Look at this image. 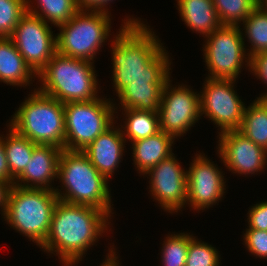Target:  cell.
Listing matches in <instances>:
<instances>
[{"instance_id": "cell-4", "label": "cell", "mask_w": 267, "mask_h": 266, "mask_svg": "<svg viewBox=\"0 0 267 266\" xmlns=\"http://www.w3.org/2000/svg\"><path fill=\"white\" fill-rule=\"evenodd\" d=\"M93 63L56 52L37 74L39 82H42L38 91L61 103L98 98V81Z\"/></svg>"}, {"instance_id": "cell-34", "label": "cell", "mask_w": 267, "mask_h": 266, "mask_svg": "<svg viewBox=\"0 0 267 266\" xmlns=\"http://www.w3.org/2000/svg\"><path fill=\"white\" fill-rule=\"evenodd\" d=\"M3 137L0 136V180H4L10 185H14L15 180L11 177L7 157L3 145Z\"/></svg>"}, {"instance_id": "cell-2", "label": "cell", "mask_w": 267, "mask_h": 266, "mask_svg": "<svg viewBox=\"0 0 267 266\" xmlns=\"http://www.w3.org/2000/svg\"><path fill=\"white\" fill-rule=\"evenodd\" d=\"M108 219L110 216L96 207L59 200L52 214L49 233L40 248L46 253L55 252L64 266H75L107 231Z\"/></svg>"}, {"instance_id": "cell-15", "label": "cell", "mask_w": 267, "mask_h": 266, "mask_svg": "<svg viewBox=\"0 0 267 266\" xmlns=\"http://www.w3.org/2000/svg\"><path fill=\"white\" fill-rule=\"evenodd\" d=\"M218 153L224 165L233 173L255 174L267 165V151L238 130L219 133Z\"/></svg>"}, {"instance_id": "cell-13", "label": "cell", "mask_w": 267, "mask_h": 266, "mask_svg": "<svg viewBox=\"0 0 267 266\" xmlns=\"http://www.w3.org/2000/svg\"><path fill=\"white\" fill-rule=\"evenodd\" d=\"M150 192L164 211L178 212L187 201V170L182 169L174 153L149 169Z\"/></svg>"}, {"instance_id": "cell-31", "label": "cell", "mask_w": 267, "mask_h": 266, "mask_svg": "<svg viewBox=\"0 0 267 266\" xmlns=\"http://www.w3.org/2000/svg\"><path fill=\"white\" fill-rule=\"evenodd\" d=\"M243 239L251 254L267 259V231L246 228Z\"/></svg>"}, {"instance_id": "cell-9", "label": "cell", "mask_w": 267, "mask_h": 266, "mask_svg": "<svg viewBox=\"0 0 267 266\" xmlns=\"http://www.w3.org/2000/svg\"><path fill=\"white\" fill-rule=\"evenodd\" d=\"M240 27L221 25L205 37L203 59L210 73L207 78L236 80L241 73L244 60L249 71L251 70V58L246 55Z\"/></svg>"}, {"instance_id": "cell-28", "label": "cell", "mask_w": 267, "mask_h": 266, "mask_svg": "<svg viewBox=\"0 0 267 266\" xmlns=\"http://www.w3.org/2000/svg\"><path fill=\"white\" fill-rule=\"evenodd\" d=\"M192 237V235L184 232L165 237L161 250L163 266H185L189 242Z\"/></svg>"}, {"instance_id": "cell-20", "label": "cell", "mask_w": 267, "mask_h": 266, "mask_svg": "<svg viewBox=\"0 0 267 266\" xmlns=\"http://www.w3.org/2000/svg\"><path fill=\"white\" fill-rule=\"evenodd\" d=\"M182 21L196 33L208 36L221 26L212 0H176Z\"/></svg>"}, {"instance_id": "cell-38", "label": "cell", "mask_w": 267, "mask_h": 266, "mask_svg": "<svg viewBox=\"0 0 267 266\" xmlns=\"http://www.w3.org/2000/svg\"><path fill=\"white\" fill-rule=\"evenodd\" d=\"M257 6L267 9V0H257Z\"/></svg>"}, {"instance_id": "cell-29", "label": "cell", "mask_w": 267, "mask_h": 266, "mask_svg": "<svg viewBox=\"0 0 267 266\" xmlns=\"http://www.w3.org/2000/svg\"><path fill=\"white\" fill-rule=\"evenodd\" d=\"M26 12V0H0V37H10Z\"/></svg>"}, {"instance_id": "cell-22", "label": "cell", "mask_w": 267, "mask_h": 266, "mask_svg": "<svg viewBox=\"0 0 267 266\" xmlns=\"http://www.w3.org/2000/svg\"><path fill=\"white\" fill-rule=\"evenodd\" d=\"M164 85H128L118 95L122 110L159 112Z\"/></svg>"}, {"instance_id": "cell-27", "label": "cell", "mask_w": 267, "mask_h": 266, "mask_svg": "<svg viewBox=\"0 0 267 266\" xmlns=\"http://www.w3.org/2000/svg\"><path fill=\"white\" fill-rule=\"evenodd\" d=\"M221 25L240 26L257 7V0H212Z\"/></svg>"}, {"instance_id": "cell-24", "label": "cell", "mask_w": 267, "mask_h": 266, "mask_svg": "<svg viewBox=\"0 0 267 266\" xmlns=\"http://www.w3.org/2000/svg\"><path fill=\"white\" fill-rule=\"evenodd\" d=\"M124 112L126 123L123 126L122 135H126L127 140L134 142L160 132L158 113L137 109H124Z\"/></svg>"}, {"instance_id": "cell-23", "label": "cell", "mask_w": 267, "mask_h": 266, "mask_svg": "<svg viewBox=\"0 0 267 266\" xmlns=\"http://www.w3.org/2000/svg\"><path fill=\"white\" fill-rule=\"evenodd\" d=\"M3 145L11 177L15 180L25 170L37 144L9 126V134L3 138Z\"/></svg>"}, {"instance_id": "cell-16", "label": "cell", "mask_w": 267, "mask_h": 266, "mask_svg": "<svg viewBox=\"0 0 267 266\" xmlns=\"http://www.w3.org/2000/svg\"><path fill=\"white\" fill-rule=\"evenodd\" d=\"M62 151L63 149L57 146L37 144L25 170L15 179L14 185L55 190V187L51 188V183L54 178H58V164Z\"/></svg>"}, {"instance_id": "cell-11", "label": "cell", "mask_w": 267, "mask_h": 266, "mask_svg": "<svg viewBox=\"0 0 267 266\" xmlns=\"http://www.w3.org/2000/svg\"><path fill=\"white\" fill-rule=\"evenodd\" d=\"M200 92V111L219 127L221 132L238 130L242 124L245 105L234 90L232 79L205 80Z\"/></svg>"}, {"instance_id": "cell-26", "label": "cell", "mask_w": 267, "mask_h": 266, "mask_svg": "<svg viewBox=\"0 0 267 266\" xmlns=\"http://www.w3.org/2000/svg\"><path fill=\"white\" fill-rule=\"evenodd\" d=\"M242 24L244 36H247L252 46L247 53L248 57L267 52V9L257 6Z\"/></svg>"}, {"instance_id": "cell-8", "label": "cell", "mask_w": 267, "mask_h": 266, "mask_svg": "<svg viewBox=\"0 0 267 266\" xmlns=\"http://www.w3.org/2000/svg\"><path fill=\"white\" fill-rule=\"evenodd\" d=\"M98 97L64 103L65 149L83 151L114 123L115 104Z\"/></svg>"}, {"instance_id": "cell-12", "label": "cell", "mask_w": 267, "mask_h": 266, "mask_svg": "<svg viewBox=\"0 0 267 266\" xmlns=\"http://www.w3.org/2000/svg\"><path fill=\"white\" fill-rule=\"evenodd\" d=\"M169 78L164 87L159 106L160 131L174 138L186 134L200 116V94L186 85L171 86ZM173 88V89H172Z\"/></svg>"}, {"instance_id": "cell-5", "label": "cell", "mask_w": 267, "mask_h": 266, "mask_svg": "<svg viewBox=\"0 0 267 266\" xmlns=\"http://www.w3.org/2000/svg\"><path fill=\"white\" fill-rule=\"evenodd\" d=\"M19 106L8 126L35 144L65 149L64 103L34 90Z\"/></svg>"}, {"instance_id": "cell-36", "label": "cell", "mask_w": 267, "mask_h": 266, "mask_svg": "<svg viewBox=\"0 0 267 266\" xmlns=\"http://www.w3.org/2000/svg\"><path fill=\"white\" fill-rule=\"evenodd\" d=\"M12 185L5 182L4 180H0V209H2L3 216L5 215L7 204H8V197L11 190Z\"/></svg>"}, {"instance_id": "cell-19", "label": "cell", "mask_w": 267, "mask_h": 266, "mask_svg": "<svg viewBox=\"0 0 267 266\" xmlns=\"http://www.w3.org/2000/svg\"><path fill=\"white\" fill-rule=\"evenodd\" d=\"M36 76L10 37H0V82L27 86Z\"/></svg>"}, {"instance_id": "cell-37", "label": "cell", "mask_w": 267, "mask_h": 266, "mask_svg": "<svg viewBox=\"0 0 267 266\" xmlns=\"http://www.w3.org/2000/svg\"><path fill=\"white\" fill-rule=\"evenodd\" d=\"M109 253L107 254V258L100 266H120L118 256L115 254V250H113V247L109 249Z\"/></svg>"}, {"instance_id": "cell-14", "label": "cell", "mask_w": 267, "mask_h": 266, "mask_svg": "<svg viewBox=\"0 0 267 266\" xmlns=\"http://www.w3.org/2000/svg\"><path fill=\"white\" fill-rule=\"evenodd\" d=\"M195 156L187 170L186 204L200 211L221 200L225 193L226 182L221 169L219 170L207 156L205 157V154Z\"/></svg>"}, {"instance_id": "cell-35", "label": "cell", "mask_w": 267, "mask_h": 266, "mask_svg": "<svg viewBox=\"0 0 267 266\" xmlns=\"http://www.w3.org/2000/svg\"><path fill=\"white\" fill-rule=\"evenodd\" d=\"M112 1L113 0H75V3L77 5L78 9L108 11V9H106V7Z\"/></svg>"}, {"instance_id": "cell-32", "label": "cell", "mask_w": 267, "mask_h": 266, "mask_svg": "<svg viewBox=\"0 0 267 266\" xmlns=\"http://www.w3.org/2000/svg\"><path fill=\"white\" fill-rule=\"evenodd\" d=\"M248 211V229L267 231V201L257 203Z\"/></svg>"}, {"instance_id": "cell-6", "label": "cell", "mask_w": 267, "mask_h": 266, "mask_svg": "<svg viewBox=\"0 0 267 266\" xmlns=\"http://www.w3.org/2000/svg\"><path fill=\"white\" fill-rule=\"evenodd\" d=\"M58 201L54 190L13 185L4 219L12 228L41 246L49 233L52 214Z\"/></svg>"}, {"instance_id": "cell-1", "label": "cell", "mask_w": 267, "mask_h": 266, "mask_svg": "<svg viewBox=\"0 0 267 266\" xmlns=\"http://www.w3.org/2000/svg\"><path fill=\"white\" fill-rule=\"evenodd\" d=\"M124 21L111 45L116 94L128 85H165L171 70L167 50L141 19Z\"/></svg>"}, {"instance_id": "cell-17", "label": "cell", "mask_w": 267, "mask_h": 266, "mask_svg": "<svg viewBox=\"0 0 267 266\" xmlns=\"http://www.w3.org/2000/svg\"><path fill=\"white\" fill-rule=\"evenodd\" d=\"M120 129L111 125L83 150L93 166L108 180L118 168L123 156L127 138L122 135Z\"/></svg>"}, {"instance_id": "cell-21", "label": "cell", "mask_w": 267, "mask_h": 266, "mask_svg": "<svg viewBox=\"0 0 267 266\" xmlns=\"http://www.w3.org/2000/svg\"><path fill=\"white\" fill-rule=\"evenodd\" d=\"M245 137L267 151V99L258 98L245 107L242 124L238 129Z\"/></svg>"}, {"instance_id": "cell-18", "label": "cell", "mask_w": 267, "mask_h": 266, "mask_svg": "<svg viewBox=\"0 0 267 266\" xmlns=\"http://www.w3.org/2000/svg\"><path fill=\"white\" fill-rule=\"evenodd\" d=\"M175 138L163 131L157 134L132 142V156L135 167L143 175L153 166L169 157L172 153V144Z\"/></svg>"}, {"instance_id": "cell-7", "label": "cell", "mask_w": 267, "mask_h": 266, "mask_svg": "<svg viewBox=\"0 0 267 266\" xmlns=\"http://www.w3.org/2000/svg\"><path fill=\"white\" fill-rule=\"evenodd\" d=\"M109 11L79 9L66 23L58 26L57 53L92 62L111 31Z\"/></svg>"}, {"instance_id": "cell-10", "label": "cell", "mask_w": 267, "mask_h": 266, "mask_svg": "<svg viewBox=\"0 0 267 266\" xmlns=\"http://www.w3.org/2000/svg\"><path fill=\"white\" fill-rule=\"evenodd\" d=\"M10 38L26 64L37 75L57 52L56 35L39 16L26 12Z\"/></svg>"}, {"instance_id": "cell-30", "label": "cell", "mask_w": 267, "mask_h": 266, "mask_svg": "<svg viewBox=\"0 0 267 266\" xmlns=\"http://www.w3.org/2000/svg\"><path fill=\"white\" fill-rule=\"evenodd\" d=\"M208 243L200 242L193 236L190 239L185 266H219L220 255Z\"/></svg>"}, {"instance_id": "cell-3", "label": "cell", "mask_w": 267, "mask_h": 266, "mask_svg": "<svg viewBox=\"0 0 267 266\" xmlns=\"http://www.w3.org/2000/svg\"><path fill=\"white\" fill-rule=\"evenodd\" d=\"M58 178L62 188L54 191L60 201L89 205L112 214L108 179L99 173L83 151L63 149L58 164ZM66 192V193H64Z\"/></svg>"}, {"instance_id": "cell-25", "label": "cell", "mask_w": 267, "mask_h": 266, "mask_svg": "<svg viewBox=\"0 0 267 266\" xmlns=\"http://www.w3.org/2000/svg\"><path fill=\"white\" fill-rule=\"evenodd\" d=\"M38 6L30 5L31 0H26L27 11L39 16L45 22H51L56 27L68 22L79 10L75 0H37ZM44 15V16H43Z\"/></svg>"}, {"instance_id": "cell-33", "label": "cell", "mask_w": 267, "mask_h": 266, "mask_svg": "<svg viewBox=\"0 0 267 266\" xmlns=\"http://www.w3.org/2000/svg\"><path fill=\"white\" fill-rule=\"evenodd\" d=\"M250 72L267 84V52L259 53L251 58ZM259 98H267V93H263Z\"/></svg>"}]
</instances>
